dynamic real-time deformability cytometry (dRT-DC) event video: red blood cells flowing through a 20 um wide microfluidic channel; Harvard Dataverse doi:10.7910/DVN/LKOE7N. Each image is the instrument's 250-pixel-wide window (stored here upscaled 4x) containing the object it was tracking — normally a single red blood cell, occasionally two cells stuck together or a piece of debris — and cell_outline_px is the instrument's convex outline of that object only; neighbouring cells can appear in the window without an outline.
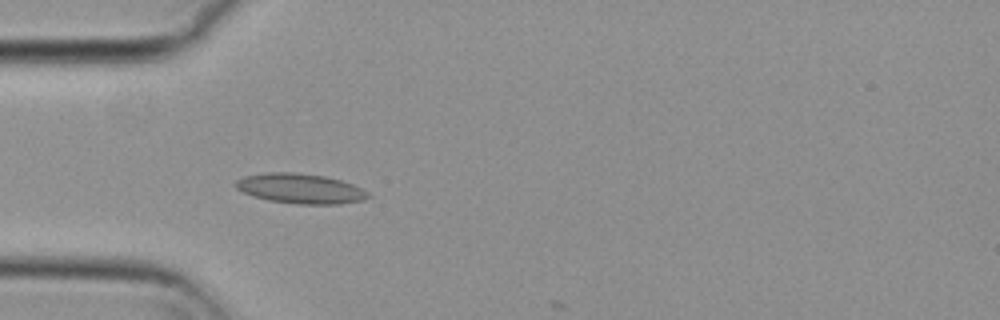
{"species": "common noctule bat (a hibernating species)", "species_latin": "Nyctalus noctula", "temperature_condition": "cold", "stored_images_in_passage": 18, "camera_frame_rate_fps": 3000, "um_per_image_px": 0.085, "animal": {"sex": "female", "body_mass_g": 29.2, "forearm_length_mm": 56.3}, "frame": {"image": 1, "passage_image": 17, "time_ms": 5.333, "image_size_px": [1000, 320], "cell_outline_px": [[372, 196], [364, 200], [340, 204], [300, 204], [268, 200], [252, 196], [236, 188], [232, 184], [236, 180], [244, 176], [264, 172], [292, 172], [324, 176], [340, 180], [352, 184], [368, 192]], "centroid_in_image_um": [25.51, 16.02], "position_along_channel_um": 59.5, "area_um2": 23.18}}